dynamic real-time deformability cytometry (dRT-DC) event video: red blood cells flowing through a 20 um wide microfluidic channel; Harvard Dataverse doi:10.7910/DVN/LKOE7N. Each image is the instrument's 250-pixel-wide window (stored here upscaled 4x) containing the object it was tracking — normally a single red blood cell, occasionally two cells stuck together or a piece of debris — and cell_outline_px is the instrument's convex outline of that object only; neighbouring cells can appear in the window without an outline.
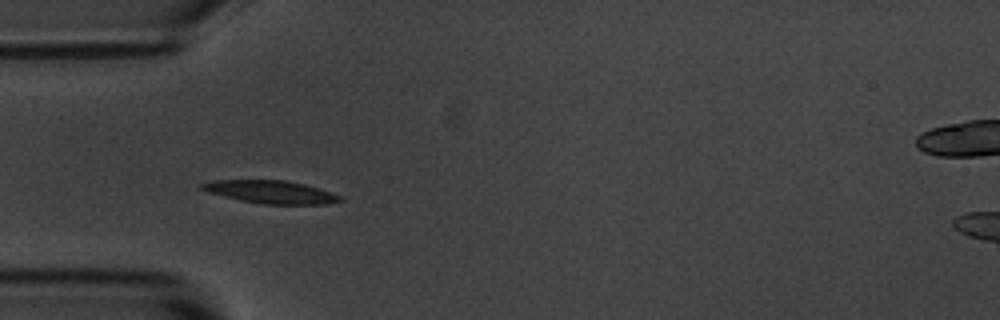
{"species": "common noctule bat (a hibernating species)", "species_latin": "Nyctalus noctula", "temperature_condition": "room temperature", "stored_images_in_passage": 3, "camera_frame_rate_fps": 3000, "um_per_image_px": 0.085, "animal": {"sex": "male", "body_mass_g": 20.1, "forearm_length_mm": 53.5}, "frame": {"image": 1, "passage_image": 2, "time_ms": 1.0, "image_size_px": [1000, 320], "cell_outline_px": [[344, 200], [324, 204], [264, 204], [240, 200], [208, 192], [196, 188], [200, 184], [212, 180], [284, 180], [304, 184], [340, 196]], "centroid_in_image_um": [22.93, 16.31], "position_along_channel_um": 62.1, "area_um2": 18.21}}